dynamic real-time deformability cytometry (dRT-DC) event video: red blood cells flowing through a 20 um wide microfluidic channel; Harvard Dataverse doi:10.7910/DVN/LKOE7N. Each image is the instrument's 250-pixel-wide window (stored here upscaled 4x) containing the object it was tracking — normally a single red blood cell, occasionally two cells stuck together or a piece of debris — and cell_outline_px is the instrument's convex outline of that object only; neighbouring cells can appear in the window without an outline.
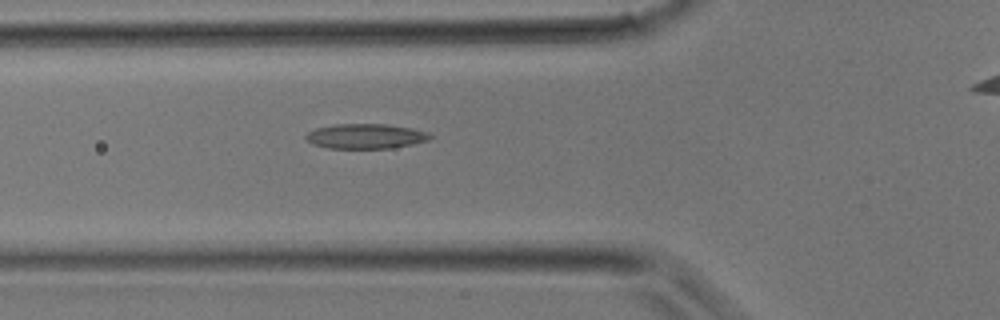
{"species": "common noctule bat (a hibernating species)", "species_latin": "Nyctalus noctula", "temperature_condition": "room temperature", "stored_images_in_passage": 24, "camera_frame_rate_fps": 3000, "um_per_image_px": 0.085, "animal": {"sex": "male", "body_mass_g": 17.9}, "frame": {"image": 1, "passage_image": 4, "time_ms": 1.0, "image_size_px": [1000, 320], "cell_outline_px": [[432, 136], [428, 140], [412, 144], [392, 148], [328, 148], [312, 144], [304, 136], [308, 132], [316, 128], [336, 124], [388, 124], [412, 128], [428, 132]], "centroid_in_image_um": [31.08, 11.57], "position_along_channel_um": 94.7, "area_um2": 17.98}}
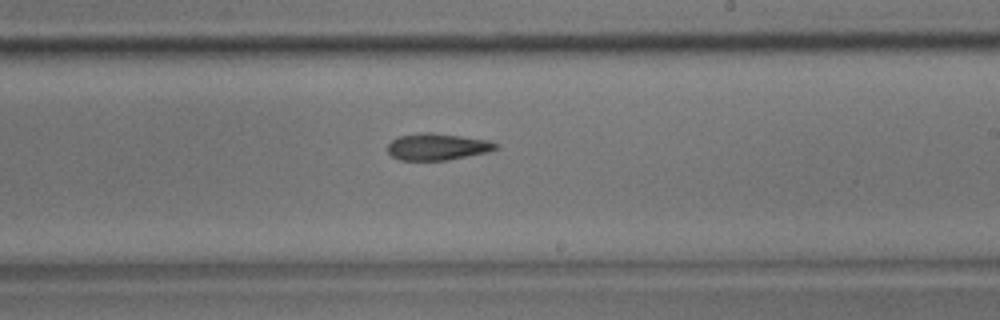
{"frame": {"image": 2, "passage_image": 12, "time_ms": 3.667, "image_size_px": [1000, 320], "cell_outline_px": [[500, 148], [488, 152], [448, 160], [400, 160], [392, 156], [388, 152], [388, 144], [392, 140], [400, 136], [420, 132], [432, 132], [488, 140], [500, 144]], "centroid_in_image_um": [37.21, 12.47], "position_along_channel_um": 251.8, "area_um2": 16.94}}
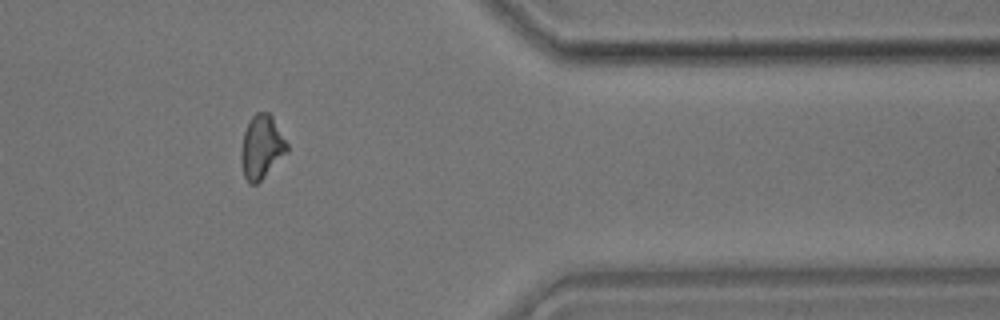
{"frame": {"image": 3, "passage_image": 20, "time_ms": 6.333, "image_size_px": [1000, 320], "cell_outline_px": [[288, 152], [256, 184], [248, 184], [244, 176], [240, 160], [240, 156], [244, 132], [252, 116], [256, 112], [268, 112], [272, 116], [288, 144]], "centroid_in_image_um": [22.23, 12.5], "position_along_channel_um": 389.2, "area_um2": 16.88}}